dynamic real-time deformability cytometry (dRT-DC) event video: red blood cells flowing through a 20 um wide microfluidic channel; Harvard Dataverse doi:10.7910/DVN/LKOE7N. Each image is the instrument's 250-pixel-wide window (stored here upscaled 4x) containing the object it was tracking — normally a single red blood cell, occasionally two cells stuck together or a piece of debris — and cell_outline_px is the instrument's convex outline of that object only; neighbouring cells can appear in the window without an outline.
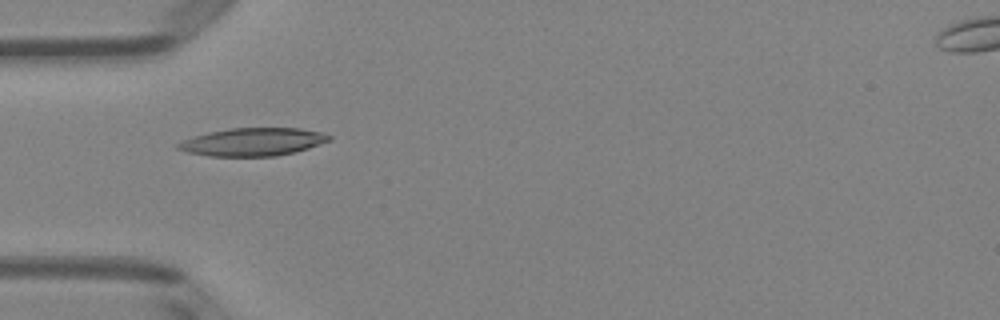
{"species": "Egyptian fruit bat (a non-hibernating species)", "species_latin": "Rousettus aegyptiacus", "temperature_condition": "room temperature", "stored_images_in_passage": 33, "camera_frame_rate_fps": 3000, "um_per_image_px": 0.085, "animal": {"sex": "female"}, "frame": {"image": 1, "passage_image": 1, "time_ms": 0.0, "image_size_px": [1000, 320], "cell_outline_px": [[332, 140], [308, 148], [276, 156], [208, 156], [188, 152], [176, 148], [176, 144], [192, 136], [208, 132], [228, 128], [300, 128], [320, 132], [332, 136]], "centroid_in_image_um": [21.48, 12.05], "position_along_channel_um": 63.5, "area_um2": 24.57}}
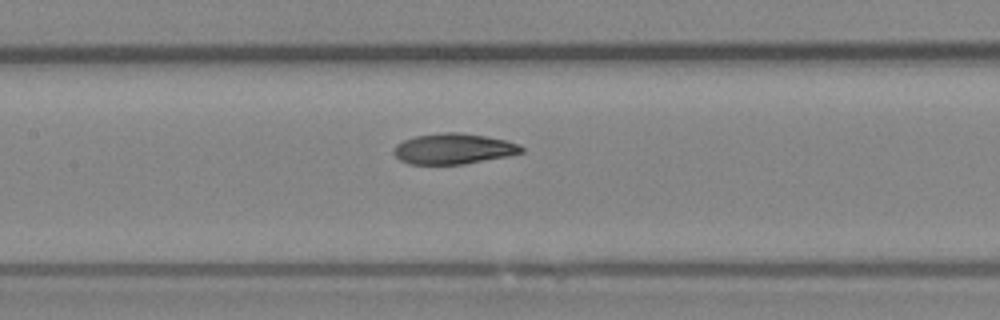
{"frame": {"image": 2, "passage_image": 9, "time_ms": 2.667, "image_size_px": [1000, 320], "cell_outline_px": [[524, 152], [508, 156], [464, 164], [408, 164], [400, 160], [392, 152], [392, 148], [396, 144], [404, 140], [416, 136], [444, 132], [460, 132], [484, 136], [504, 140], [520, 144], [524, 148]], "centroid_in_image_um": [38.53, 12.65], "position_along_channel_um": 168.9, "area_um2": 22.83}}
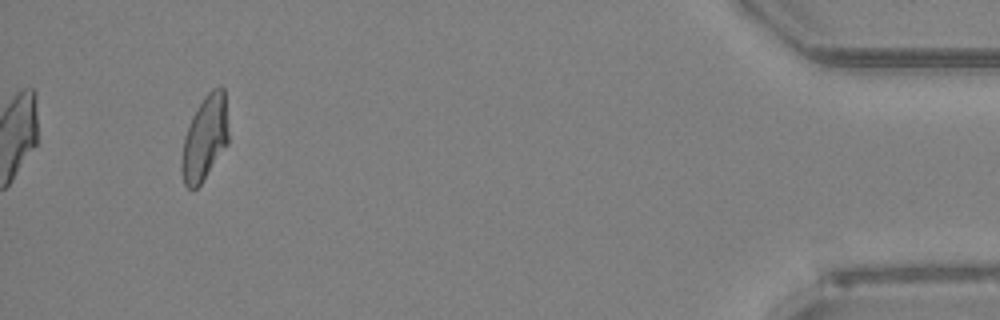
{"frame": {"image": 3, "passage_image": 33, "time_ms": 10.667, "image_size_px": [1000, 320], "cell_outline_px": [[228, 144], [200, 184], [192, 192], [184, 184], [180, 168], [180, 160], [184, 136], [192, 116], [204, 96], [212, 88], [220, 84], [224, 88], [228, 132]], "centroid_in_image_um": [17.39, 11.74], "position_along_channel_um": 417.8, "area_um2": 23.29}, "authors_computed_cell_mechanics": {"area_um2": 23.3512, "velocity_mm_per_s": 3.9904, "shape_relaxation_time_tau1_ms": 9.8521, "shape_relaxation_time_tau2_ms": 2.5071, "deformation_change_tau1": 0.2614, "deformation_change_tau2": 0.096}}